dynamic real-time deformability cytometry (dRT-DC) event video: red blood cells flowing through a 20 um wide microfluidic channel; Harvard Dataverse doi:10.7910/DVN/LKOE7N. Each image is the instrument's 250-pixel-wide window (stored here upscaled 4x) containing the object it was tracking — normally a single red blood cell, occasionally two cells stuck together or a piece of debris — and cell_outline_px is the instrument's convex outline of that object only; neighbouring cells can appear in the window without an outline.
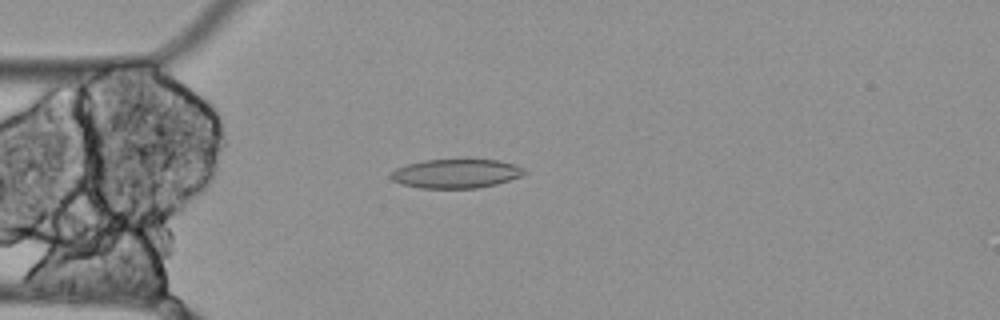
{"species": "Egyptian fruit bat (a non-hibernating species)", "species_latin": "Rousettus aegyptiacus", "temperature_condition": "cold", "stored_images_in_passage": 12, "camera_frame_rate_fps": 3000, "um_per_image_px": 0.085, "animal": {"sex": "female"}, "frame": {"image": 1, "passage_image": 3, "time_ms": 0.667, "image_size_px": [1000, 320], "cell_outline_px": [[528, 172], [524, 176], [496, 184], [476, 188], [420, 188], [400, 184], [392, 180], [388, 176], [396, 168], [408, 164], [424, 160], [496, 160], [516, 164], [524, 168]], "centroid_in_image_um": [38.79, 14.76], "position_along_channel_um": 46.2, "area_um2": 22.72}}
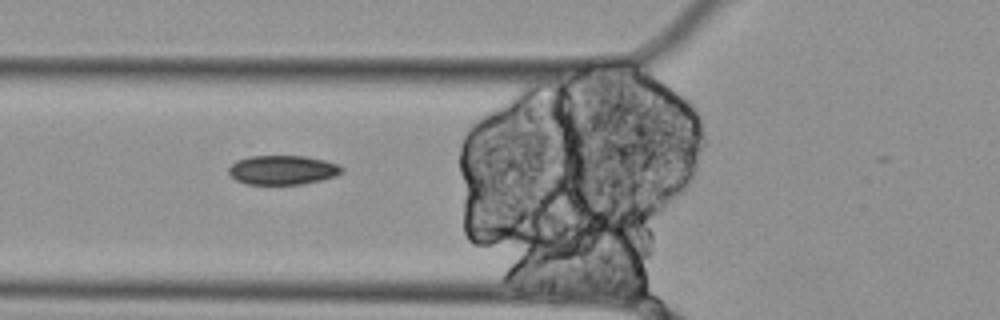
{"frame": {"image": 2, "passage_image": 8, "time_ms": 2.333, "image_size_px": [1000, 320], "cell_outline_px": [[344, 172], [336, 176], [304, 184], [244, 184], [236, 180], [228, 172], [228, 168], [236, 160], [248, 156], [308, 156], [340, 164], [344, 168]], "centroid_in_image_um": [24.05, 14.44], "position_along_channel_um": 101.8, "area_um2": 19.54}}
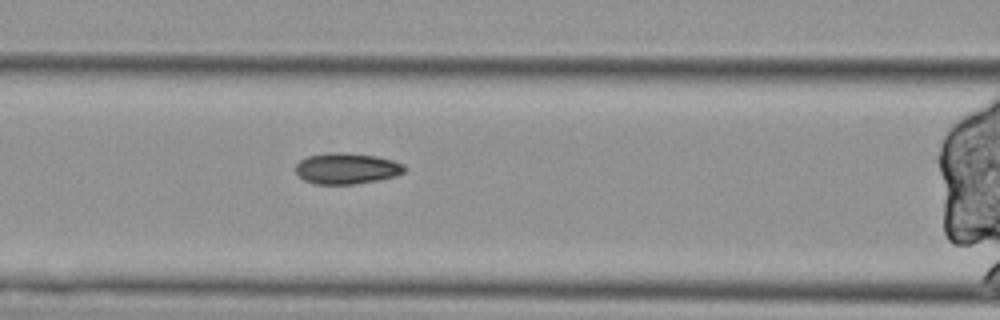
{"frame": {"image": 3, "passage_image": 11, "time_ms": 3.333, "image_size_px": [1000, 320], "cell_outline_px": [[408, 168], [404, 172], [396, 176], [380, 180], [356, 184], [316, 184], [304, 180], [296, 172], [296, 164], [300, 160], [308, 156], [324, 152], [344, 152], [376, 156], [392, 160], [404, 164]], "centroid_in_image_um": [29.49, 14.31], "position_along_channel_um": 137.1, "area_um2": 19.94}}